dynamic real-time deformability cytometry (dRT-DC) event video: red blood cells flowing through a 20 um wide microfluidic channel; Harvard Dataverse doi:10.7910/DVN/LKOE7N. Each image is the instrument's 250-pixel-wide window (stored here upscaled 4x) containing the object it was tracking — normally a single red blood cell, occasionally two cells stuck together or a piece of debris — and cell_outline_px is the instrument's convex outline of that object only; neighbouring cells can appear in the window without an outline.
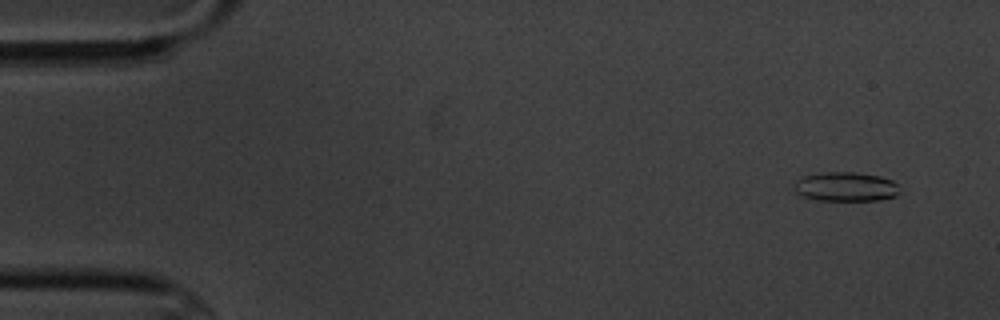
{"species": "common noctule bat (a hibernating species)", "species_latin": "Nyctalus noctula", "temperature_condition": "cold", "stored_images_in_passage": 5, "camera_frame_rate_fps": 3000, "um_per_image_px": 0.085, "animal": {"sex": "male", "body_mass_g": 20.1, "forearm_length_mm": 53.5}, "frame": {"image": 1, "passage_image": 1, "time_ms": 0.0, "image_size_px": [1000, 320], "cell_outline_px": [[896, 196], [880, 200], [816, 200], [804, 196], [796, 192], [792, 188], [792, 184], [800, 176], [824, 172], [856, 172], [880, 176], [892, 180], [896, 184]], "centroid_in_image_um": [71.81, 15.86], "position_along_channel_um": 13.2, "area_um2": 18.03}}